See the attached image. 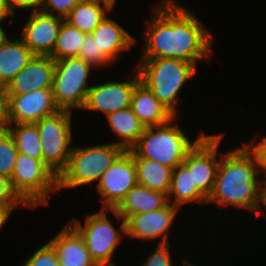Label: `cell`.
I'll return each instance as SVG.
<instances>
[{"label": "cell", "mask_w": 266, "mask_h": 266, "mask_svg": "<svg viewBox=\"0 0 266 266\" xmlns=\"http://www.w3.org/2000/svg\"><path fill=\"white\" fill-rule=\"evenodd\" d=\"M146 45L141 59H178L188 63L208 59L212 38L195 14L174 0L153 9L146 27Z\"/></svg>", "instance_id": "1"}, {"label": "cell", "mask_w": 266, "mask_h": 266, "mask_svg": "<svg viewBox=\"0 0 266 266\" xmlns=\"http://www.w3.org/2000/svg\"><path fill=\"white\" fill-rule=\"evenodd\" d=\"M254 155L244 145L220 155L215 185L207 203L257 212L263 181ZM258 176V177H257Z\"/></svg>", "instance_id": "2"}, {"label": "cell", "mask_w": 266, "mask_h": 266, "mask_svg": "<svg viewBox=\"0 0 266 266\" xmlns=\"http://www.w3.org/2000/svg\"><path fill=\"white\" fill-rule=\"evenodd\" d=\"M139 63L136 68L140 81L177 117L176 104H180L179 91L185 82L195 75L196 63L166 58L140 59Z\"/></svg>", "instance_id": "3"}, {"label": "cell", "mask_w": 266, "mask_h": 266, "mask_svg": "<svg viewBox=\"0 0 266 266\" xmlns=\"http://www.w3.org/2000/svg\"><path fill=\"white\" fill-rule=\"evenodd\" d=\"M176 117L160 126L145 127L138 142L130 149L134 158H148L174 169L183 163L189 150L204 135L190 141L178 125ZM173 124V125H172Z\"/></svg>", "instance_id": "4"}, {"label": "cell", "mask_w": 266, "mask_h": 266, "mask_svg": "<svg viewBox=\"0 0 266 266\" xmlns=\"http://www.w3.org/2000/svg\"><path fill=\"white\" fill-rule=\"evenodd\" d=\"M124 151L125 149L115 142L84 148L73 146L68 165L58 177V190L99 181Z\"/></svg>", "instance_id": "5"}, {"label": "cell", "mask_w": 266, "mask_h": 266, "mask_svg": "<svg viewBox=\"0 0 266 266\" xmlns=\"http://www.w3.org/2000/svg\"><path fill=\"white\" fill-rule=\"evenodd\" d=\"M10 182L17 196L28 206L48 204L47 197L58 190V177L43 161L18 153Z\"/></svg>", "instance_id": "6"}, {"label": "cell", "mask_w": 266, "mask_h": 266, "mask_svg": "<svg viewBox=\"0 0 266 266\" xmlns=\"http://www.w3.org/2000/svg\"><path fill=\"white\" fill-rule=\"evenodd\" d=\"M71 111L60 110L35 124L42 148V161L57 176L66 169L73 146Z\"/></svg>", "instance_id": "7"}, {"label": "cell", "mask_w": 266, "mask_h": 266, "mask_svg": "<svg viewBox=\"0 0 266 266\" xmlns=\"http://www.w3.org/2000/svg\"><path fill=\"white\" fill-rule=\"evenodd\" d=\"M91 68L78 57H67L55 61L53 94L60 110L83 109L88 92V77Z\"/></svg>", "instance_id": "8"}, {"label": "cell", "mask_w": 266, "mask_h": 266, "mask_svg": "<svg viewBox=\"0 0 266 266\" xmlns=\"http://www.w3.org/2000/svg\"><path fill=\"white\" fill-rule=\"evenodd\" d=\"M107 212H110V209L101 208L97 213L88 215L85 218L84 226L75 218L69 220V223L83 237L91 258L98 266L116 265L111 258L122 238V233L117 231L107 218Z\"/></svg>", "instance_id": "9"}, {"label": "cell", "mask_w": 266, "mask_h": 266, "mask_svg": "<svg viewBox=\"0 0 266 266\" xmlns=\"http://www.w3.org/2000/svg\"><path fill=\"white\" fill-rule=\"evenodd\" d=\"M137 184L134 156L130 150H125L97 183V191L102 197V209H115Z\"/></svg>", "instance_id": "10"}, {"label": "cell", "mask_w": 266, "mask_h": 266, "mask_svg": "<svg viewBox=\"0 0 266 266\" xmlns=\"http://www.w3.org/2000/svg\"><path fill=\"white\" fill-rule=\"evenodd\" d=\"M221 138L222 134H204L189 150L182 163L188 170H192L193 183L207 198L215 185L220 163V158H217V151Z\"/></svg>", "instance_id": "11"}, {"label": "cell", "mask_w": 266, "mask_h": 266, "mask_svg": "<svg viewBox=\"0 0 266 266\" xmlns=\"http://www.w3.org/2000/svg\"><path fill=\"white\" fill-rule=\"evenodd\" d=\"M9 124L36 123L60 111L53 89H38L24 94H9Z\"/></svg>", "instance_id": "12"}, {"label": "cell", "mask_w": 266, "mask_h": 266, "mask_svg": "<svg viewBox=\"0 0 266 266\" xmlns=\"http://www.w3.org/2000/svg\"><path fill=\"white\" fill-rule=\"evenodd\" d=\"M63 20L43 11L29 12L20 37L35 56H51Z\"/></svg>", "instance_id": "13"}, {"label": "cell", "mask_w": 266, "mask_h": 266, "mask_svg": "<svg viewBox=\"0 0 266 266\" xmlns=\"http://www.w3.org/2000/svg\"><path fill=\"white\" fill-rule=\"evenodd\" d=\"M178 207L169 202L161 209L130 215L126 220V235L135 239H155L158 245L169 244L168 230L173 225Z\"/></svg>", "instance_id": "14"}, {"label": "cell", "mask_w": 266, "mask_h": 266, "mask_svg": "<svg viewBox=\"0 0 266 266\" xmlns=\"http://www.w3.org/2000/svg\"><path fill=\"white\" fill-rule=\"evenodd\" d=\"M135 78L124 82H106L91 86L83 107L84 110L102 111L106 116L110 113L131 107L132 94L140 81L138 71Z\"/></svg>", "instance_id": "15"}, {"label": "cell", "mask_w": 266, "mask_h": 266, "mask_svg": "<svg viewBox=\"0 0 266 266\" xmlns=\"http://www.w3.org/2000/svg\"><path fill=\"white\" fill-rule=\"evenodd\" d=\"M55 61L50 56H34L7 84L8 94H24L53 87Z\"/></svg>", "instance_id": "16"}, {"label": "cell", "mask_w": 266, "mask_h": 266, "mask_svg": "<svg viewBox=\"0 0 266 266\" xmlns=\"http://www.w3.org/2000/svg\"><path fill=\"white\" fill-rule=\"evenodd\" d=\"M168 203L167 195L137 184L132 187L124 199L115 209H111L118 220H121L120 229L126 234L125 220L133 214L146 213L163 208Z\"/></svg>", "instance_id": "17"}, {"label": "cell", "mask_w": 266, "mask_h": 266, "mask_svg": "<svg viewBox=\"0 0 266 266\" xmlns=\"http://www.w3.org/2000/svg\"><path fill=\"white\" fill-rule=\"evenodd\" d=\"M48 243L56 251L60 266H98L83 237L69 222Z\"/></svg>", "instance_id": "18"}, {"label": "cell", "mask_w": 266, "mask_h": 266, "mask_svg": "<svg viewBox=\"0 0 266 266\" xmlns=\"http://www.w3.org/2000/svg\"><path fill=\"white\" fill-rule=\"evenodd\" d=\"M131 108L145 127L164 125L175 117L141 81L133 91Z\"/></svg>", "instance_id": "19"}, {"label": "cell", "mask_w": 266, "mask_h": 266, "mask_svg": "<svg viewBox=\"0 0 266 266\" xmlns=\"http://www.w3.org/2000/svg\"><path fill=\"white\" fill-rule=\"evenodd\" d=\"M98 49L111 60H117L120 52L127 51L136 42V39L130 35L115 20L106 16L100 24L91 33Z\"/></svg>", "instance_id": "20"}, {"label": "cell", "mask_w": 266, "mask_h": 266, "mask_svg": "<svg viewBox=\"0 0 266 266\" xmlns=\"http://www.w3.org/2000/svg\"><path fill=\"white\" fill-rule=\"evenodd\" d=\"M34 56L21 38L14 41L6 36L0 44V85L7 86Z\"/></svg>", "instance_id": "21"}, {"label": "cell", "mask_w": 266, "mask_h": 266, "mask_svg": "<svg viewBox=\"0 0 266 266\" xmlns=\"http://www.w3.org/2000/svg\"><path fill=\"white\" fill-rule=\"evenodd\" d=\"M114 6L104 0H82L65 18L81 32L91 34Z\"/></svg>", "instance_id": "22"}, {"label": "cell", "mask_w": 266, "mask_h": 266, "mask_svg": "<svg viewBox=\"0 0 266 266\" xmlns=\"http://www.w3.org/2000/svg\"><path fill=\"white\" fill-rule=\"evenodd\" d=\"M174 195V198H171ZM168 202L180 208L182 204L201 202L207 203V197L193 183L192 170H188L183 164L176 166L172 172L171 187L167 194Z\"/></svg>", "instance_id": "23"}, {"label": "cell", "mask_w": 266, "mask_h": 266, "mask_svg": "<svg viewBox=\"0 0 266 266\" xmlns=\"http://www.w3.org/2000/svg\"><path fill=\"white\" fill-rule=\"evenodd\" d=\"M110 128L119 139L115 142L125 150H130L139 140L145 126L139 121L132 108H125L107 116Z\"/></svg>", "instance_id": "24"}, {"label": "cell", "mask_w": 266, "mask_h": 266, "mask_svg": "<svg viewBox=\"0 0 266 266\" xmlns=\"http://www.w3.org/2000/svg\"><path fill=\"white\" fill-rule=\"evenodd\" d=\"M139 185L168 194L173 169L148 158H134Z\"/></svg>", "instance_id": "25"}, {"label": "cell", "mask_w": 266, "mask_h": 266, "mask_svg": "<svg viewBox=\"0 0 266 266\" xmlns=\"http://www.w3.org/2000/svg\"><path fill=\"white\" fill-rule=\"evenodd\" d=\"M9 124L7 131L13 137L19 153L42 161V148L38 127L35 123Z\"/></svg>", "instance_id": "26"}, {"label": "cell", "mask_w": 266, "mask_h": 266, "mask_svg": "<svg viewBox=\"0 0 266 266\" xmlns=\"http://www.w3.org/2000/svg\"><path fill=\"white\" fill-rule=\"evenodd\" d=\"M86 35L64 19L50 57L54 61L67 57H77Z\"/></svg>", "instance_id": "27"}, {"label": "cell", "mask_w": 266, "mask_h": 266, "mask_svg": "<svg viewBox=\"0 0 266 266\" xmlns=\"http://www.w3.org/2000/svg\"><path fill=\"white\" fill-rule=\"evenodd\" d=\"M18 153L15 141L10 133L7 130H0V174L11 178Z\"/></svg>", "instance_id": "28"}, {"label": "cell", "mask_w": 266, "mask_h": 266, "mask_svg": "<svg viewBox=\"0 0 266 266\" xmlns=\"http://www.w3.org/2000/svg\"><path fill=\"white\" fill-rule=\"evenodd\" d=\"M78 58L83 59L93 68L102 67L113 63L101 49H98L96 39L93 38L91 34H87L81 45L80 51L78 53Z\"/></svg>", "instance_id": "29"}, {"label": "cell", "mask_w": 266, "mask_h": 266, "mask_svg": "<svg viewBox=\"0 0 266 266\" xmlns=\"http://www.w3.org/2000/svg\"><path fill=\"white\" fill-rule=\"evenodd\" d=\"M23 266H60L54 248L47 242L36 250L23 264Z\"/></svg>", "instance_id": "30"}, {"label": "cell", "mask_w": 266, "mask_h": 266, "mask_svg": "<svg viewBox=\"0 0 266 266\" xmlns=\"http://www.w3.org/2000/svg\"><path fill=\"white\" fill-rule=\"evenodd\" d=\"M81 1L82 0H43L41 11L65 19L70 14L71 10Z\"/></svg>", "instance_id": "31"}, {"label": "cell", "mask_w": 266, "mask_h": 266, "mask_svg": "<svg viewBox=\"0 0 266 266\" xmlns=\"http://www.w3.org/2000/svg\"><path fill=\"white\" fill-rule=\"evenodd\" d=\"M0 205H24L28 207L14 192L10 179L0 174Z\"/></svg>", "instance_id": "32"}, {"label": "cell", "mask_w": 266, "mask_h": 266, "mask_svg": "<svg viewBox=\"0 0 266 266\" xmlns=\"http://www.w3.org/2000/svg\"><path fill=\"white\" fill-rule=\"evenodd\" d=\"M261 139L257 144H254V139H252L245 146L254 155L259 173L261 172V176L262 173L265 174L263 181H266V137L263 136Z\"/></svg>", "instance_id": "33"}, {"label": "cell", "mask_w": 266, "mask_h": 266, "mask_svg": "<svg viewBox=\"0 0 266 266\" xmlns=\"http://www.w3.org/2000/svg\"><path fill=\"white\" fill-rule=\"evenodd\" d=\"M169 244L157 245L142 266H173Z\"/></svg>", "instance_id": "34"}, {"label": "cell", "mask_w": 266, "mask_h": 266, "mask_svg": "<svg viewBox=\"0 0 266 266\" xmlns=\"http://www.w3.org/2000/svg\"><path fill=\"white\" fill-rule=\"evenodd\" d=\"M7 8L9 14L12 16V18L15 17L14 10L16 8L20 9H33V12L41 11L43 6V0H6Z\"/></svg>", "instance_id": "35"}, {"label": "cell", "mask_w": 266, "mask_h": 266, "mask_svg": "<svg viewBox=\"0 0 266 266\" xmlns=\"http://www.w3.org/2000/svg\"><path fill=\"white\" fill-rule=\"evenodd\" d=\"M9 94L6 86L0 85V130H6L9 125Z\"/></svg>", "instance_id": "36"}, {"label": "cell", "mask_w": 266, "mask_h": 266, "mask_svg": "<svg viewBox=\"0 0 266 266\" xmlns=\"http://www.w3.org/2000/svg\"><path fill=\"white\" fill-rule=\"evenodd\" d=\"M21 205H0V229L8 221L13 208H17Z\"/></svg>", "instance_id": "37"}, {"label": "cell", "mask_w": 266, "mask_h": 266, "mask_svg": "<svg viewBox=\"0 0 266 266\" xmlns=\"http://www.w3.org/2000/svg\"><path fill=\"white\" fill-rule=\"evenodd\" d=\"M261 205L266 207V181H263L260 191V201H259V207L257 209V213H261V215H264V211L262 210L263 207Z\"/></svg>", "instance_id": "38"}, {"label": "cell", "mask_w": 266, "mask_h": 266, "mask_svg": "<svg viewBox=\"0 0 266 266\" xmlns=\"http://www.w3.org/2000/svg\"><path fill=\"white\" fill-rule=\"evenodd\" d=\"M8 17H12L7 8L6 0H0V23Z\"/></svg>", "instance_id": "39"}, {"label": "cell", "mask_w": 266, "mask_h": 266, "mask_svg": "<svg viewBox=\"0 0 266 266\" xmlns=\"http://www.w3.org/2000/svg\"><path fill=\"white\" fill-rule=\"evenodd\" d=\"M6 36L7 35H6V33H5L4 29L2 28L1 23H0V44L6 38Z\"/></svg>", "instance_id": "40"}, {"label": "cell", "mask_w": 266, "mask_h": 266, "mask_svg": "<svg viewBox=\"0 0 266 266\" xmlns=\"http://www.w3.org/2000/svg\"><path fill=\"white\" fill-rule=\"evenodd\" d=\"M183 264H184V266H194V264H191L188 260H184Z\"/></svg>", "instance_id": "41"}, {"label": "cell", "mask_w": 266, "mask_h": 266, "mask_svg": "<svg viewBox=\"0 0 266 266\" xmlns=\"http://www.w3.org/2000/svg\"><path fill=\"white\" fill-rule=\"evenodd\" d=\"M104 1H107V2L111 3L114 6L116 4L117 0H104Z\"/></svg>", "instance_id": "42"}]
</instances>
